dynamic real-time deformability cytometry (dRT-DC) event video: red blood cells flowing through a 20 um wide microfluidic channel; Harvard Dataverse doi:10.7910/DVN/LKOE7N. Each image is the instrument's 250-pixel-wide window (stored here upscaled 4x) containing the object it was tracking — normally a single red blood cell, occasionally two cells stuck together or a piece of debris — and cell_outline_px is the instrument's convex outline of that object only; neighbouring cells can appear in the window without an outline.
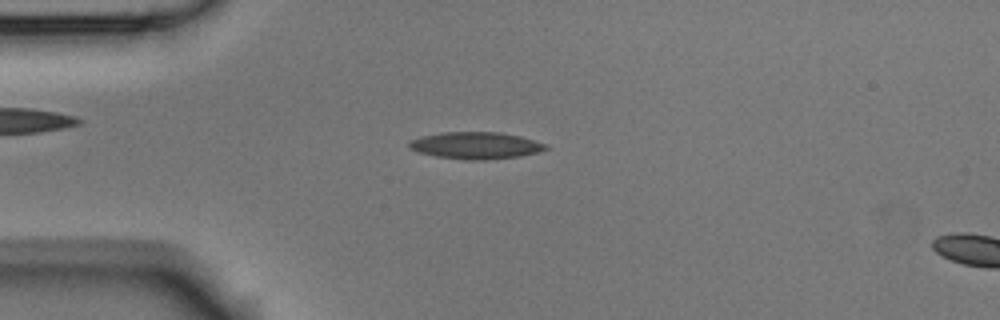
{"species": "Egyptian fruit bat (a non-hibernating species)", "species_latin": "Rousettus aegyptiacus", "temperature_condition": "room temperature", "stored_images_in_passage": 9, "camera_frame_rate_fps": 3000, "um_per_image_px": 0.085, "animal": {"sex": "male"}, "frame": {"image": 1, "passage_image": 6, "time_ms": 1.667, "image_size_px": [1000, 320], "cell_outline_px": [[548, 148], [536, 152], [520, 156], [484, 160], [468, 160], [436, 156], [420, 152], [408, 148], [408, 140], [420, 136], [440, 132], [500, 132], [520, 136], [548, 144]], "centroid_in_image_um": [40.4, 12.35], "position_along_channel_um": 44.6, "area_um2": 21.5}}